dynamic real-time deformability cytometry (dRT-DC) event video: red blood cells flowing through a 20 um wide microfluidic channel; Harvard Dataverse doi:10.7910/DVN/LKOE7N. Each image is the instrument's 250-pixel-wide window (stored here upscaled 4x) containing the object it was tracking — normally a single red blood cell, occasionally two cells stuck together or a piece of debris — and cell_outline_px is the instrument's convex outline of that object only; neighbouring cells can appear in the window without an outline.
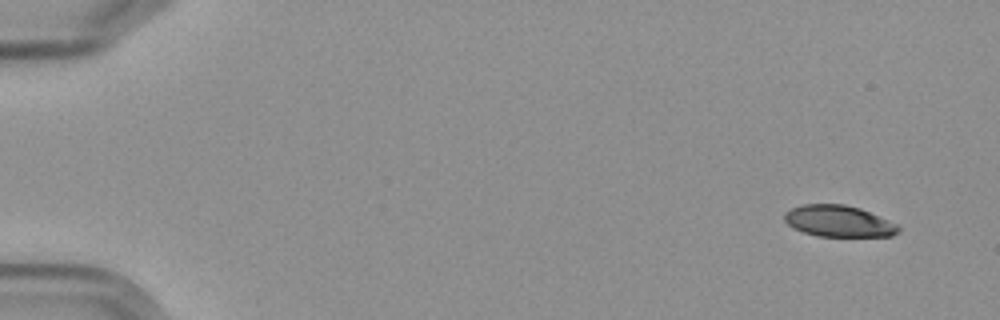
{"species": "Egyptian fruit bat (a non-hibernating species)", "species_latin": "Rousettus aegyptiacus", "temperature_condition": "cold", "stored_images_in_passage": 6, "camera_frame_rate_fps": 3000, "um_per_image_px": 0.085, "frame": {"image": 1, "passage_image": 1, "time_ms": 0.0, "image_size_px": [1000, 320], "cell_outline_px": [[900, 232], [892, 236], [816, 236], [792, 228], [784, 220], [784, 212], [792, 208], [804, 204], [844, 204], [860, 208], [888, 220], [896, 224], [900, 228]], "centroid_in_image_um": [71.27, 18.8], "position_along_channel_um": 13.7, "area_um2": 20.87}}